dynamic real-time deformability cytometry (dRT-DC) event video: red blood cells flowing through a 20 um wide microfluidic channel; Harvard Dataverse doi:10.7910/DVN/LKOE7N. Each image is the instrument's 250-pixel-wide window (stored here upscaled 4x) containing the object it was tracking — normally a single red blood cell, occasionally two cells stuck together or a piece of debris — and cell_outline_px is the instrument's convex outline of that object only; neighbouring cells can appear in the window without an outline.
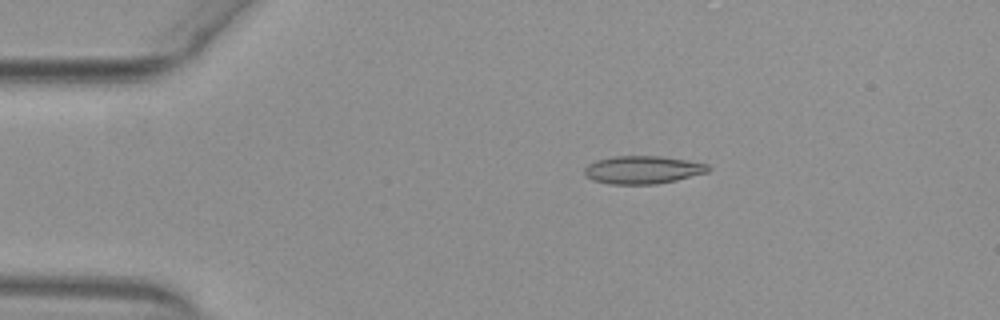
{"species": "common noctule bat (a hibernating species)", "species_latin": "Nyctalus noctula", "temperature_condition": "warm", "stored_images_in_passage": 24, "camera_frame_rate_fps": 3000, "um_per_image_px": 0.085, "animal": {"sex": "female", "body_mass_g": 29.2, "forearm_length_mm": 56.3}, "frame": {"image": 1, "passage_image": 1, "time_ms": 0.0, "image_size_px": [1000, 320], "cell_outline_px": [[712, 168], [708, 172], [676, 180], [656, 184], [608, 184], [592, 180], [584, 172], [584, 168], [588, 164], [596, 160], [612, 156], [660, 156], [708, 164]], "centroid_in_image_um": [54.62, 14.43], "position_along_channel_um": 30.4, "area_um2": 20.11}}
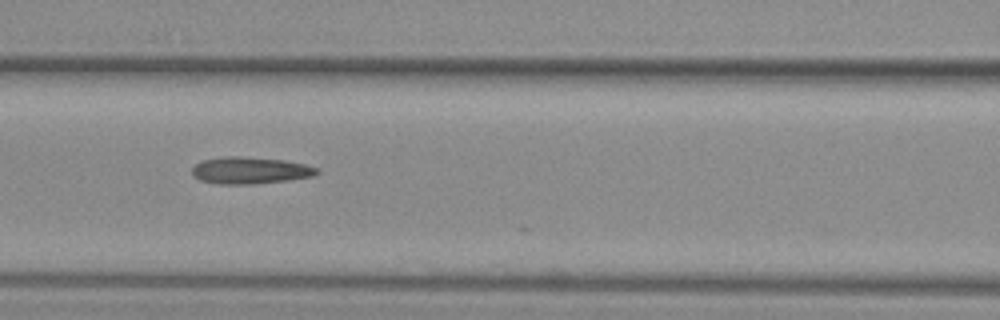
{"frame": {"image": 2, "passage_image": 14, "time_ms": 4.333, "image_size_px": [1000, 320], "cell_outline_px": [[320, 172], [312, 176], [284, 180], [252, 184], [220, 184], [200, 180], [192, 176], [192, 168], [196, 164], [204, 160], [224, 156], [236, 156], [284, 160], [304, 164], [316, 168]], "centroid_in_image_um": [21.21, 14.48], "position_along_channel_um": 145.4, "area_um2": 19.25}}
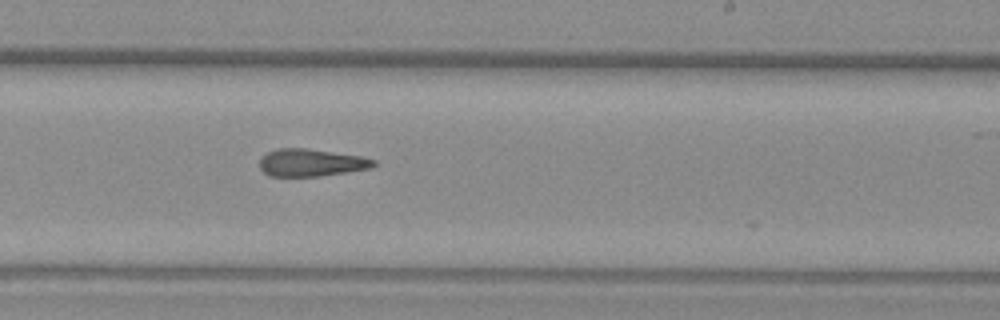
{"frame": {"image": 3, "passage_image": 23, "time_ms": 7.333, "image_size_px": [1000, 320], "cell_outline_px": [[376, 164], [372, 168], [320, 176], [268, 176], [260, 168], [260, 160], [268, 152], [280, 148], [304, 148], [360, 156], [376, 160]], "centroid_in_image_um": [26.46, 13.83], "position_along_channel_um": 262.5, "area_um2": 18.03}}